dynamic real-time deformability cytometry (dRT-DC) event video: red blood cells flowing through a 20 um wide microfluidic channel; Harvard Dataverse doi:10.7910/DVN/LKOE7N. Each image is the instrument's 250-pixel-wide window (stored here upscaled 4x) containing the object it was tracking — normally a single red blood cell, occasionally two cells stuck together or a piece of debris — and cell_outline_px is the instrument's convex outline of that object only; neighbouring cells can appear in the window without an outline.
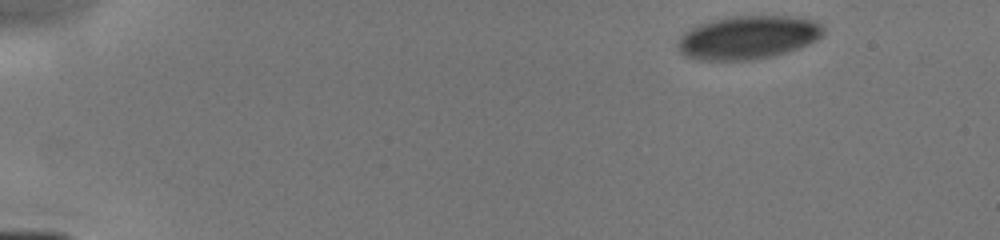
{"species": "human", "species_latin": "Homo sapiens", "temperature_condition": "cold", "stored_images_in_passage": 16, "camera_frame_rate_fps": 3000, "um_per_image_px": 0.085, "donor": {"sex": "male"}, "frame": {"image": 1, "passage_image": 1, "time_ms": 0.0, "image_size_px": [1000, 240], "cell_outline_px": [[824, 32], [816, 40], [800, 48], [788, 52], [772, 56], [748, 60], [700, 60], [684, 56], [680, 52], [676, 44], [680, 36], [684, 32], [700, 24], [732, 16], [792, 16], [816, 20], [824, 28]], "centroid_in_image_um": [63.59, 3.19], "position_along_channel_um": 21.4, "area_um2": 36.82}}
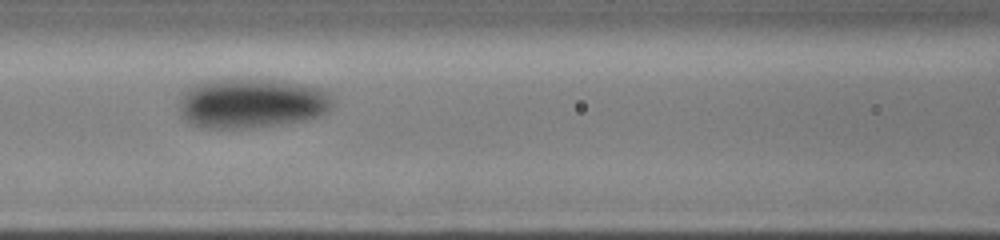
{"frame": {"image": 2, "passage_image": 9, "time_ms": 5.667, "image_size_px": [1000, 240], "cell_outline_px": [[332, 104], [324, 112], [316, 116], [300, 120], [244, 128], [208, 128], [192, 124], [184, 120], [180, 116], [180, 92], [204, 80], [228, 76], [280, 80], [304, 84], [320, 88], [328, 92], [332, 96]], "centroid_in_image_um": [21.29, 8.71], "position_along_channel_um": 145.3, "area_um2": 45.14}}
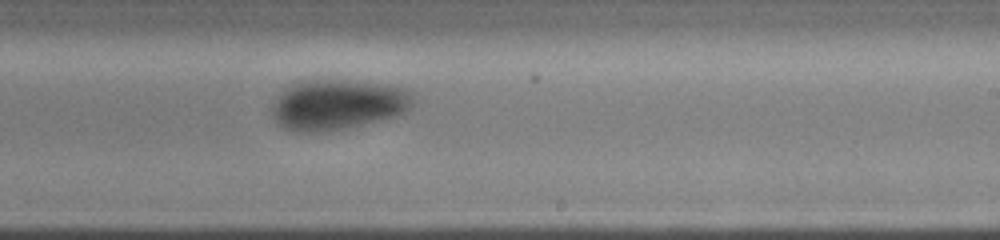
{"frame": {"image": 3, "passage_image": 16, "time_ms": 8.333, "image_size_px": [1000, 240], "cell_outline_px": [[412, 104], [404, 112], [340, 128], [312, 132], [300, 132], [284, 128], [272, 116], [272, 104], [276, 96], [296, 80], [348, 80], [396, 84], [412, 92]], "centroid_in_image_um": [28.65, 8.83], "position_along_channel_um": 260.3, "area_um2": 40.81}}